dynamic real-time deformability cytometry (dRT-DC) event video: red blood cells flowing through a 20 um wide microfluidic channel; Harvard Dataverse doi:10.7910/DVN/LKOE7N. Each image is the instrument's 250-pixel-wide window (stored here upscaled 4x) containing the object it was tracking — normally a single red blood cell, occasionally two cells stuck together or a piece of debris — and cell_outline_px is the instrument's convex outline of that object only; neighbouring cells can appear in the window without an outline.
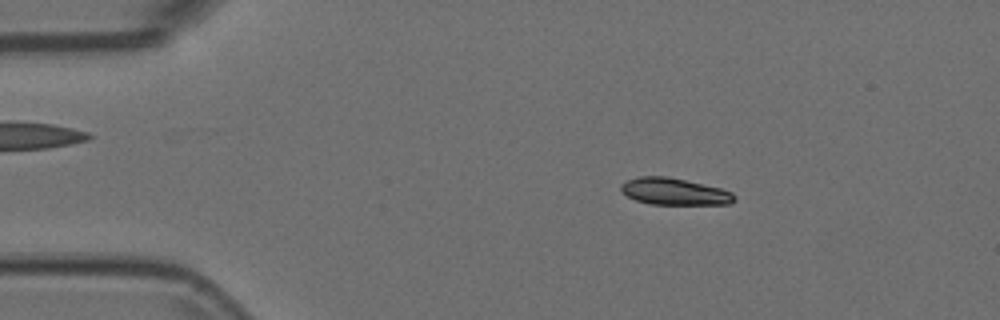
{"species": "Egyptian fruit bat (a non-hibernating species)", "species_latin": "Rousettus aegyptiacus", "temperature_condition": "room temperature", "stored_images_in_passage": 55, "camera_frame_rate_fps": 3000, "um_per_image_px": 0.085, "animal": {"sex": "female"}, "frame": {"image": 1, "passage_image": 10, "time_ms": 3.0, "image_size_px": [1000, 320], "cell_outline_px": [[736, 200], [728, 204], [648, 204], [636, 200], [620, 192], [620, 184], [628, 180], [640, 176], [668, 176], [720, 188], [732, 192], [736, 196]], "centroid_in_image_um": [57.3, 16.28], "position_along_channel_um": 27.7, "area_um2": 17.74}}
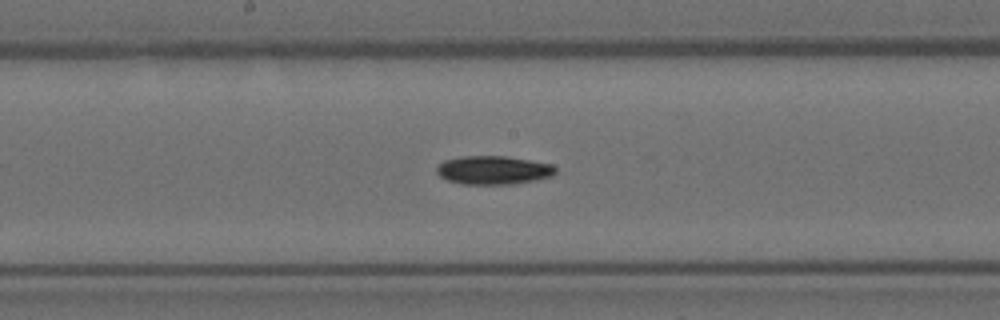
{"frame": {"image": 2, "passage_image": 29, "time_ms": 9.333, "image_size_px": [1000, 320], "cell_outline_px": [[556, 172], [552, 176], [536, 180], [512, 184], [464, 184], [448, 180], [440, 176], [436, 172], [436, 168], [444, 160], [460, 156], [504, 156], [552, 164], [556, 168]], "centroid_in_image_um": [41.93, 14.46], "position_along_channel_um": 206.3, "area_um2": 19.71}}
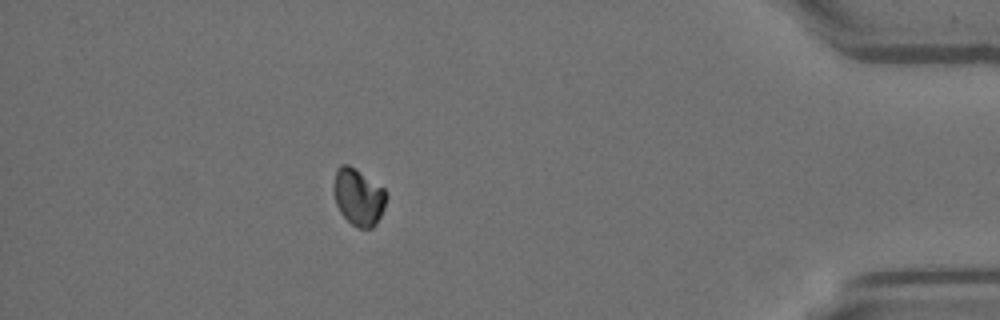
{"frame": {"image": 3, "passage_image": 49, "time_ms": 16.0, "image_size_px": [1000, 320], "cell_outline_px": [[388, 196], [384, 208], [376, 224], [372, 228], [356, 228], [340, 212], [336, 204], [336, 168], [340, 164], [348, 164], [356, 168], [384, 188]], "centroid_in_image_um": [30.51, 16.74], "position_along_channel_um": 404.7, "area_um2": 17.22}}